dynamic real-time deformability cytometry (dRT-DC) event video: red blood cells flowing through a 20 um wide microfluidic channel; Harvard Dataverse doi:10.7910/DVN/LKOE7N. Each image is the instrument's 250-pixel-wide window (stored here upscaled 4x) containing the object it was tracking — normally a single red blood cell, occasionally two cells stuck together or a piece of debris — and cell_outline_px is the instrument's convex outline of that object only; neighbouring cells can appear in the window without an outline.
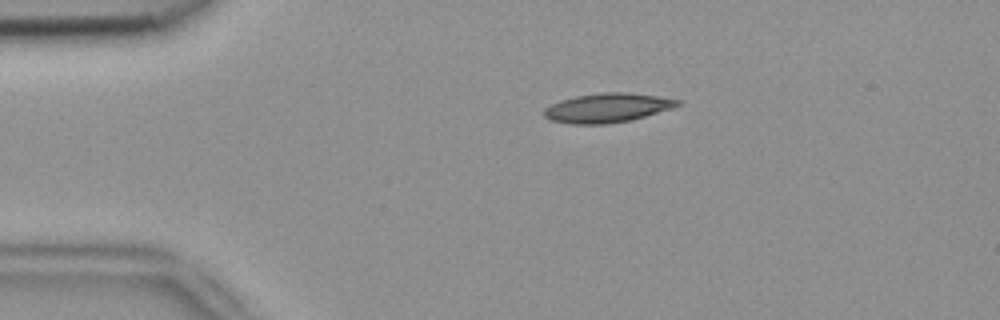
{"species": "common noctule bat (a hibernating species)", "species_latin": "Nyctalus noctula", "temperature_condition": "room temperature", "stored_images_in_passage": 3, "camera_frame_rate_fps": 3000, "um_per_image_px": 0.085, "animal": {"sex": "female", "body_mass_g": 18.4}, "frame": {"image": 1, "passage_image": 2, "time_ms": 0.333, "image_size_px": [1000, 320], "cell_outline_px": [[680, 104], [672, 108], [644, 116], [628, 120], [604, 124], [572, 124], [552, 120], [544, 116], [544, 108], [560, 100], [576, 96], [604, 92], [628, 92], [656, 96], [680, 100]], "centroid_in_image_um": [51.6, 9.16], "position_along_channel_um": 33.4, "area_um2": 22.37}}